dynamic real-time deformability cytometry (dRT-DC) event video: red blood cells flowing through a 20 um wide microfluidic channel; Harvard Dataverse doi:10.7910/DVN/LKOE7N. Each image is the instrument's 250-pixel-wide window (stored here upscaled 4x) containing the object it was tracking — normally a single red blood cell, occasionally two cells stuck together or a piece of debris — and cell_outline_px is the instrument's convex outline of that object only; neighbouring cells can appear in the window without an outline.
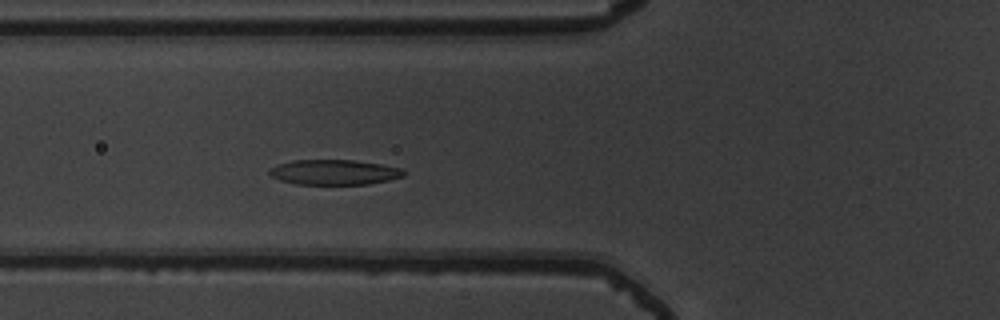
{"species": "common noctule bat (a hibernating species)", "species_latin": "Nyctalus noctula", "temperature_condition": "warm", "stored_images_in_passage": 38, "camera_frame_rate_fps": 3000, "um_per_image_px": 0.085, "animal": {"sex": "male", "body_mass_g": 19.5, "forearm_length_mm": 54.6}, "frame": {"image": 1, "passage_image": 4, "time_ms": 1.0, "image_size_px": [1000, 320], "cell_outline_px": [[408, 172], [404, 176], [388, 180], [368, 184], [296, 184], [280, 180], [272, 176], [268, 172], [276, 164], [292, 160], [352, 160], [380, 164], [404, 168]], "centroid_in_image_um": [28.45, 14.63], "position_along_channel_um": 97.4, "area_um2": 19.71}}
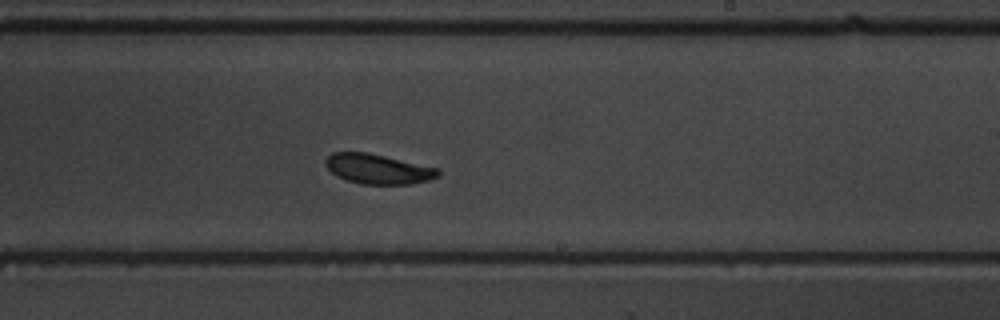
{"frame": {"image": 2, "passage_image": 17, "time_ms": 5.333, "image_size_px": [1000, 320], "cell_outline_px": [[440, 176], [428, 180], [412, 184], [360, 184], [336, 176], [324, 164], [324, 160], [332, 152], [368, 152], [440, 168]], "centroid_in_image_um": [32.15, 14.36], "position_along_channel_um": 256.9, "area_um2": 19.77}}
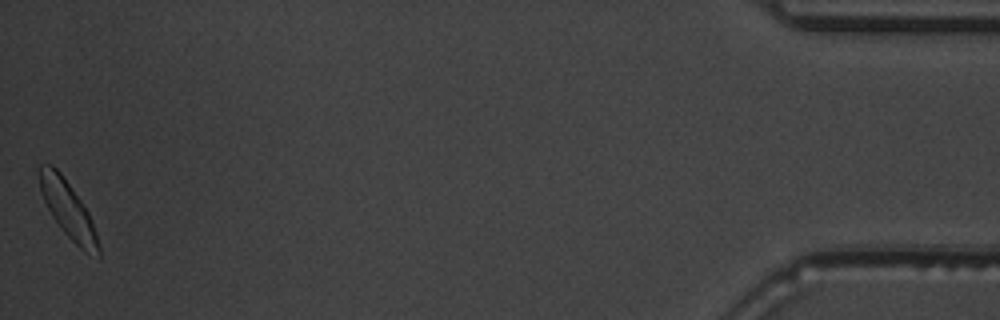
{"frame": {"image": 3, "passage_image": 38, "time_ms": 12.333, "image_size_px": [1000, 320], "cell_outline_px": [[100, 260], [84, 252], [64, 232], [52, 216], [40, 192], [36, 168], [40, 164], [52, 164], [60, 172], [80, 200], [88, 212], [96, 232], [100, 248]], "centroid_in_image_um": [5.76, 17.8], "position_along_channel_um": 429.4, "area_um2": 19.59}, "authors_computed_cell_mechanics": {"area_um2": 19.652, "velocity_mm_per_s": 3.6902, "shape_relaxation_time_tau1_ms": 2.6634, "shape_relaxation_time_tau2_ms": 1.0851, "deformation_change_tau1": 0.1256, "deformation_change_tau2": 0.056}}